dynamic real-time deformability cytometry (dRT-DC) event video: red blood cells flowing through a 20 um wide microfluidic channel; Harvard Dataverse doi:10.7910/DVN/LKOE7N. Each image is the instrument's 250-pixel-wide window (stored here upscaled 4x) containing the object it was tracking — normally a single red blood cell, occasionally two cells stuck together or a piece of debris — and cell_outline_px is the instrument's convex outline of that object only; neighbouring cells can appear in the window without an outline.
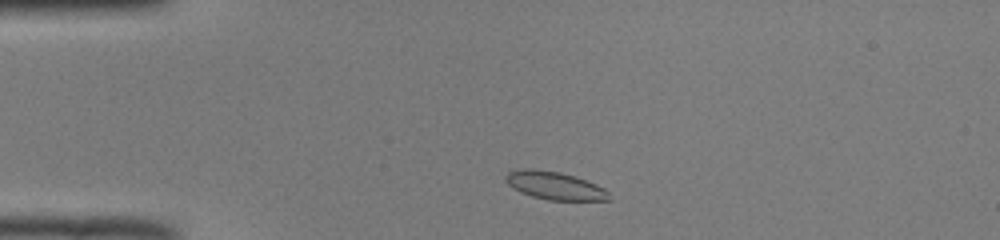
{"species": "common noctule bat (a hibernating species)", "species_latin": "Nyctalus noctula", "temperature_condition": "room temperature", "stored_images_in_passage": 42, "camera_frame_rate_fps": 3000, "um_per_image_px": 0.085, "animal": {"sex": "male", "body_mass_g": 19.0, "forearm_length_mm": 50.8}, "frame": {"image": 1, "passage_image": 3, "time_ms": 0.667, "image_size_px": [1000, 240], "cell_outline_px": [[612, 200], [548, 200], [532, 196], [520, 192], [512, 188], [504, 180], [504, 176], [508, 172], [560, 172], [596, 184], [604, 188], [608, 192]], "centroid_in_image_um": [47.22, 15.85], "position_along_channel_um": 37.8, "area_um2": 15.95}}
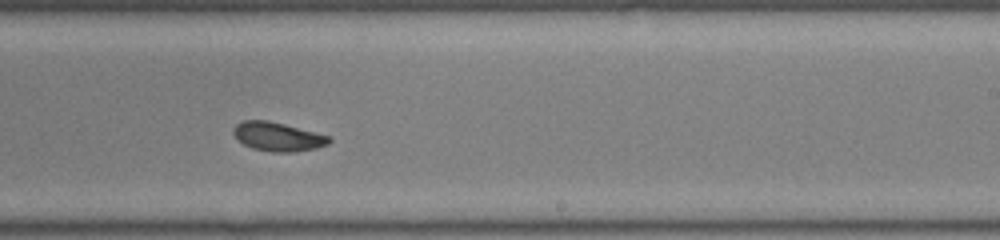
{"frame": {"image": 2, "passage_image": 23, "time_ms": 7.333, "image_size_px": [1000, 240], "cell_outline_px": [[332, 140], [328, 144], [316, 148], [296, 152], [272, 152], [252, 148], [236, 140], [232, 132], [232, 128], [236, 124], [244, 120], [268, 120], [332, 136]], "centroid_in_image_um": [23.6, 11.62], "position_along_channel_um": 265.4, "area_um2": 16.36}}
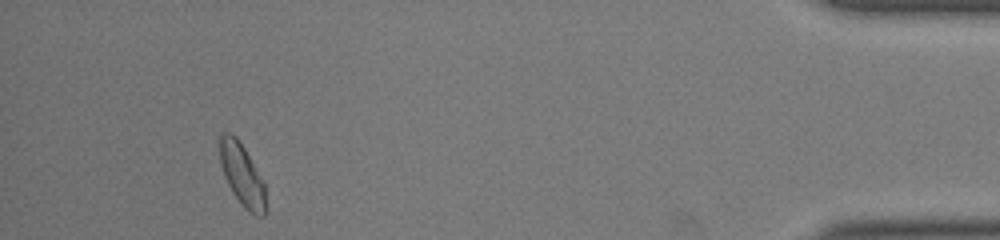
{"frame": {"image": 3, "passage_image": 39, "time_ms": 12.667, "image_size_px": [1000, 240], "cell_outline_px": [[264, 216], [256, 216], [248, 212], [240, 204], [232, 192], [224, 176], [220, 164], [220, 136], [224, 132], [232, 132], [236, 136], [244, 148], [264, 180]], "centroid_in_image_um": [20.56, 14.85], "position_along_channel_um": 414.6, "area_um2": 16.59}, "authors_computed_cell_mechanics": {"area_um2": 16.3574, "velocity_mm_per_s": 3.9665, "shape_relaxation_time_tau1_ms": null, "shape_relaxation_time_tau2_ms": 1.7076, "deformation_change_tau1": null, "deformation_change_tau2": 0.0585}}